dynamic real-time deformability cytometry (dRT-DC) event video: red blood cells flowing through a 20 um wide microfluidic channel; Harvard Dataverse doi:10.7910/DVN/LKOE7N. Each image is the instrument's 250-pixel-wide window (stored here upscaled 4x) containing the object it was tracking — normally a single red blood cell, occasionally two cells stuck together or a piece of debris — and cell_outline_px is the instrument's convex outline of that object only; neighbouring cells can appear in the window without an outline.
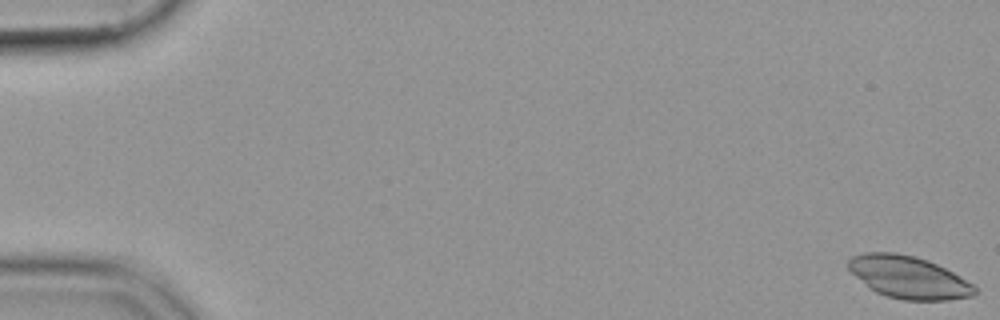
{"species": "common noctule bat (a hibernating species)", "species_latin": "Nyctalus noctula", "temperature_condition": "cold", "stored_images_in_passage": 55, "camera_frame_rate_fps": 3000, "um_per_image_px": 0.085, "animal": {"sex": "female", "body_mass_g": 19.9}, "frame": {"image": 1, "passage_image": 1, "time_ms": 0.0, "image_size_px": [1000, 320], "cell_outline_px": [[976, 292], [972, 296], [948, 300], [904, 300], [884, 296], [868, 288], [848, 268], [848, 260], [852, 256], [864, 252], [896, 252], [916, 256], [928, 260], [952, 272], [972, 284], [976, 288]], "centroid_in_image_um": [77.19, 23.56], "position_along_channel_um": 7.8, "area_um2": 31.15}}
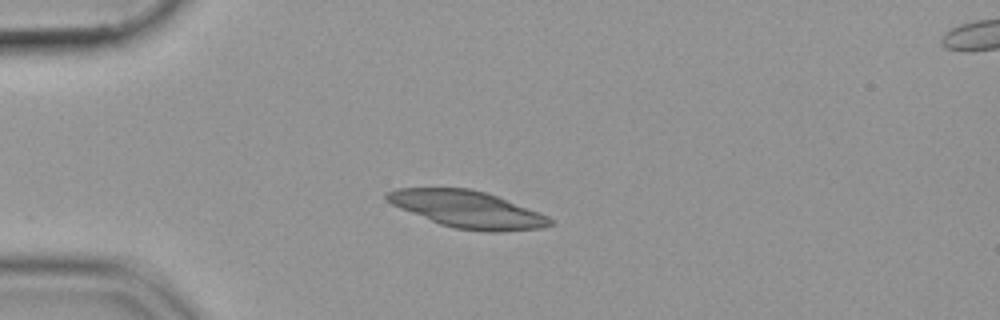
{"frame": {"image": 2, "passage_image": 15, "time_ms": 4.667, "image_size_px": [1000, 320], "cell_outline_px": [[556, 224], [544, 228], [500, 232], [488, 232], [456, 228], [440, 224], [400, 208], [384, 200], [384, 192], [396, 188], [472, 188], [496, 196], [540, 212], [556, 220]], "centroid_in_image_um": [39.77, 17.8], "position_along_channel_um": 45.2, "area_um2": 35.32}}